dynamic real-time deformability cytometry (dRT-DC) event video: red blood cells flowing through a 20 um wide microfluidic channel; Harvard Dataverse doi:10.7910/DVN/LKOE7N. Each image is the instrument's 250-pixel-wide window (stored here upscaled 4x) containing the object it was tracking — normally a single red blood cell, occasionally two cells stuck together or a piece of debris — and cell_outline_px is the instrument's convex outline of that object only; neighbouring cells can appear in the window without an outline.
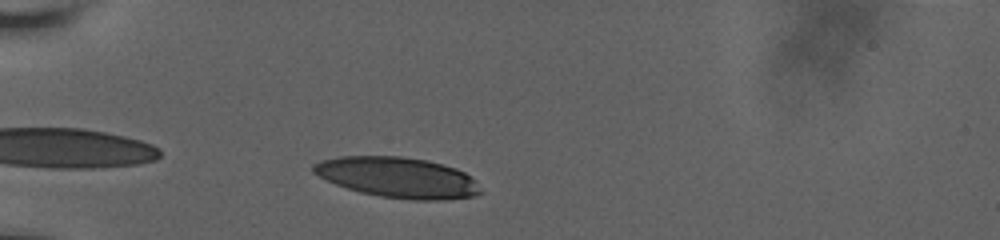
{"species": "human", "species_latin": "Homo sapiens", "temperature_condition": "room temperature", "stored_images_in_passage": 20, "camera_frame_rate_fps": 3000, "um_per_image_px": 0.085, "donor": {"sex": "male"}, "frame": {"image": 1, "passage_image": 2, "time_ms": 0.333, "image_size_px": [1000, 240], "cell_outline_px": [[484, 192], [476, 196], [440, 200], [412, 200], [380, 196], [360, 192], [336, 184], [312, 172], [312, 164], [320, 160], [340, 156], [400, 156], [424, 160], [456, 168], [464, 172]], "centroid_in_image_um": [33.78, 15.08], "position_along_channel_um": 51.2, "area_um2": 39.19}}
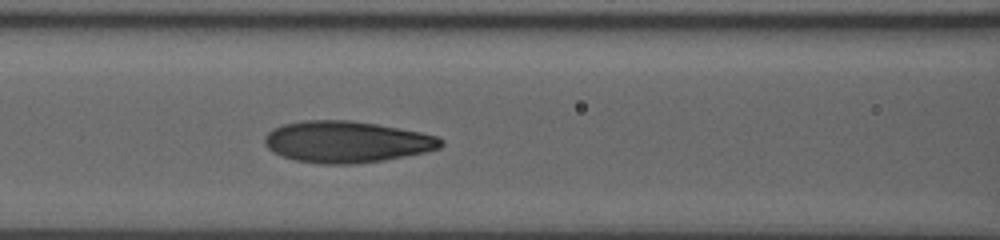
{"frame": {"image": 2, "passage_image": 14, "time_ms": 3.333, "image_size_px": [1000, 240], "cell_outline_px": [[444, 144], [440, 148], [424, 152], [384, 160], [352, 164], [320, 164], [296, 160], [272, 152], [268, 148], [264, 140], [264, 136], [272, 128], [284, 124], [304, 120], [348, 120], [376, 124], [420, 132], [436, 136], [444, 140]], "centroid_in_image_um": [29.45, 12.05], "position_along_channel_um": 137.2, "area_um2": 42.48}}
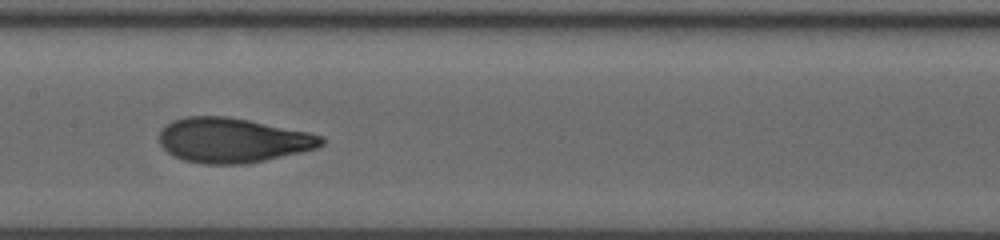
{"frame": {"image": 3, "passage_image": 19, "time_ms": 4.667, "image_size_px": [1000, 240], "cell_outline_px": [[324, 144], [316, 148], [300, 152], [264, 160], [244, 164], [204, 164], [184, 160], [168, 152], [160, 144], [160, 132], [172, 120], [184, 116], [228, 116], [308, 132], [324, 136]], "centroid_in_image_um": [19.78, 11.92], "position_along_channel_um": 187.6, "area_um2": 41.96}}